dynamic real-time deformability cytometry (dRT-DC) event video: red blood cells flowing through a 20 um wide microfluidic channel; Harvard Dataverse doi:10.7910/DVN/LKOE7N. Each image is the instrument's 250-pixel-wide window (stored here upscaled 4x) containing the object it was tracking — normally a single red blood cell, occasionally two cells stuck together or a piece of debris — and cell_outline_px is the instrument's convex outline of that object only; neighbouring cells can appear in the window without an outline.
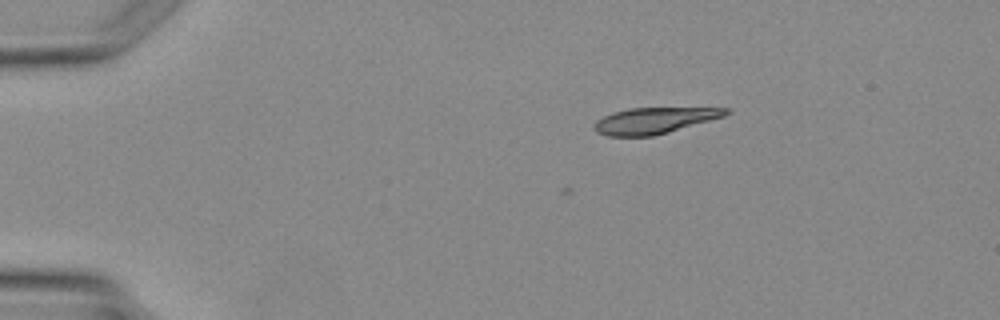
{"species": "Egyptian fruit bat (a non-hibernating species)", "species_latin": "Rousettus aegyptiacus", "temperature_condition": "warm", "stored_images_in_passage": 2, "camera_frame_rate_fps": 3000, "um_per_image_px": 0.085, "animal": {"sex": "female"}, "frame": {"image": 1, "passage_image": 1, "time_ms": 0.0, "image_size_px": [1000, 320], "cell_outline_px": [[732, 112], [724, 116], [668, 132], [652, 136], [608, 136], [596, 132], [596, 120], [612, 112], [628, 108], [728, 108]], "centroid_in_image_um": [55.61, 10.24], "position_along_channel_um": 29.4, "area_um2": 19.77}}